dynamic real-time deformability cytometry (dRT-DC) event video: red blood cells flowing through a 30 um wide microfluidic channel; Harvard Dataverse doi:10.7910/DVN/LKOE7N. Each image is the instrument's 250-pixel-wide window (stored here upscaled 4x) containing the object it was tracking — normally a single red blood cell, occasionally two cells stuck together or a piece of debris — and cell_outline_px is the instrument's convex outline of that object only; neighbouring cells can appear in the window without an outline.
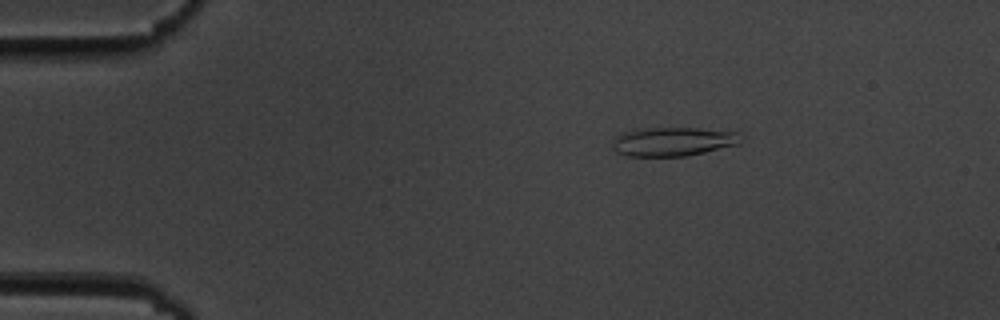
{"species": "common noctule bat (a hibernating species)", "species_latin": "Nyctalus noctula", "temperature_condition": "cold", "stored_images_in_passage": 7, "camera_frame_rate_fps": 3000, "um_per_image_px": 0.085, "animal": {"sex": "male", "body_mass_g": 19.5, "forearm_length_mm": 54.6}, "frame": {"image": 1, "passage_image": 4, "time_ms": 1.0, "image_size_px": [1000, 320], "cell_outline_px": [[744, 140], [740, 144], [704, 152], [684, 156], [628, 156], [616, 152], [612, 148], [612, 140], [616, 136], [624, 132], [640, 128], [700, 128], [736, 132]], "centroid_in_image_um": [57.2, 12.03], "position_along_channel_um": 27.8, "area_um2": 21.73}}